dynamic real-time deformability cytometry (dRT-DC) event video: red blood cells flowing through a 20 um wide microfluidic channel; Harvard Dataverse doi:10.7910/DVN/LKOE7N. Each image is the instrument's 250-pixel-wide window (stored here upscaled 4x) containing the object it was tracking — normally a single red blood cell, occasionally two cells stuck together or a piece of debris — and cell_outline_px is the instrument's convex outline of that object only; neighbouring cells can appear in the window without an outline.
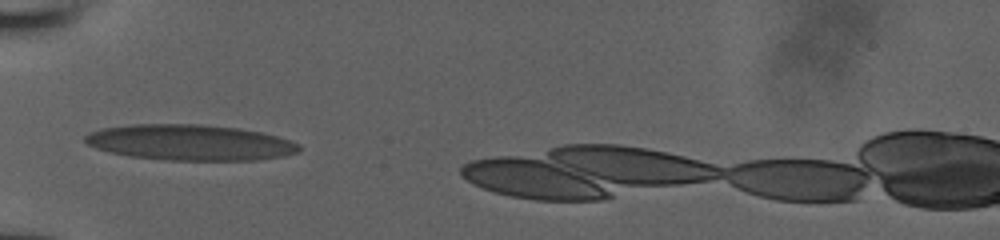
{"species": "human", "species_latin": "Homo sapiens", "temperature_condition": "room temperature", "stored_images_in_passage": 29, "camera_frame_rate_fps": 3000, "um_per_image_px": 0.085, "donor": {"sex": "male"}, "frame": {"image": 1, "passage_image": 1, "time_ms": 0.0, "image_size_px": [1000, 240], "cell_outline_px": [[300, 152], [284, 156], [256, 160], [168, 160], [132, 156], [112, 152], [96, 148], [88, 144], [84, 140], [84, 136], [100, 128], [132, 124], [200, 124], [240, 128], [260, 132], [276, 136], [300, 144]], "centroid_in_image_um": [16.18, 12.1], "position_along_channel_um": 68.8, "area_um2": 44.45}}
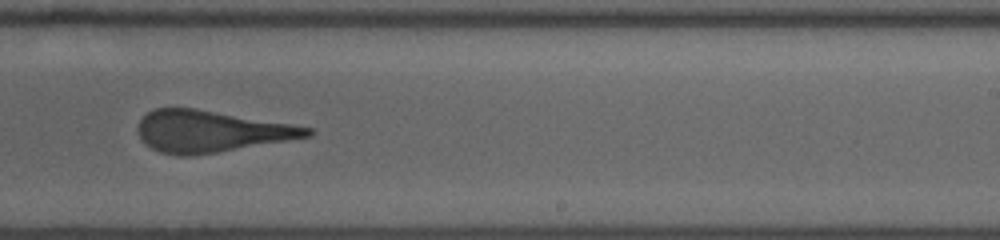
{"frame": {"image": 2, "passage_image": 16, "time_ms": 5.0, "image_size_px": [1000, 240], "cell_outline_px": [[312, 136], [196, 156], [180, 156], [160, 152], [144, 144], [136, 128], [140, 120], [148, 112], [156, 108], [196, 108], [312, 128]], "centroid_in_image_um": [17.88, 11.18], "position_along_channel_um": 271.1, "area_um2": 40.86}}
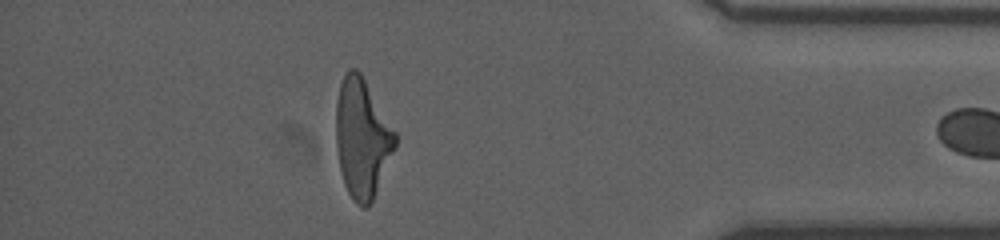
{"frame": {"image": 3, "passage_image": 28, "time_ms": 9.0, "image_size_px": [1000, 240], "cell_outline_px": [[396, 148], [372, 200], [368, 208], [360, 208], [352, 200], [344, 184], [340, 168], [336, 148], [336, 100], [340, 84], [344, 72], [348, 68], [356, 68], [360, 72], [396, 132]], "centroid_in_image_um": [30.77, 11.75], "position_along_channel_um": 404.4, "area_um2": 41.21}}